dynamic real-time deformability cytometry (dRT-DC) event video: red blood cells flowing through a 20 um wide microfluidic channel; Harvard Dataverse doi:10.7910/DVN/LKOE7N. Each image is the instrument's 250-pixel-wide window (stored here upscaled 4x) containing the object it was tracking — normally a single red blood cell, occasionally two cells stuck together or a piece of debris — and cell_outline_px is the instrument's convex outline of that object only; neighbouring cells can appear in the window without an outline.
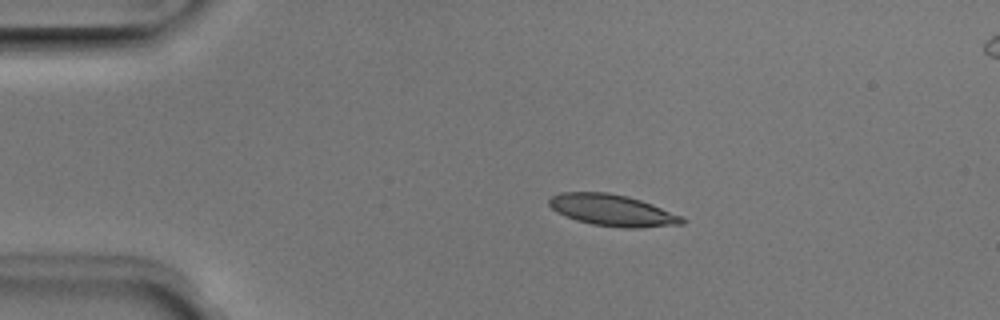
{"species": "Egyptian fruit bat (a non-hibernating species)", "species_latin": "Rousettus aegyptiacus", "temperature_condition": "room temperature", "stored_images_in_passage": 42, "camera_frame_rate_fps": 3000, "um_per_image_px": 0.085, "animal": {"sex": "male"}, "frame": {"image": 1, "passage_image": 1, "time_ms": 0.0, "image_size_px": [1000, 320], "cell_outline_px": [[688, 220], [684, 224], [640, 228], [624, 228], [592, 224], [576, 220], [556, 212], [548, 204], [548, 200], [552, 196], [560, 192], [608, 192], [628, 196], [652, 204], [684, 216]], "centroid_in_image_um": [52.1, 17.88], "position_along_channel_um": 32.9, "area_um2": 24.68}}
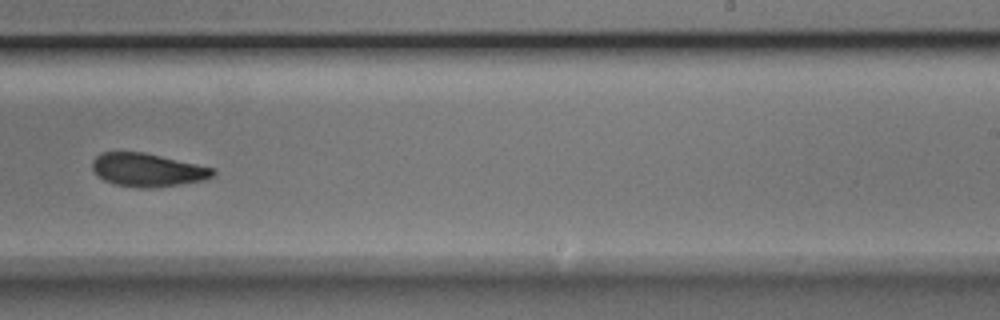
{"frame": {"image": 2, "passage_image": 23, "time_ms": 7.333, "image_size_px": [1000, 320], "cell_outline_px": [[216, 172], [212, 176], [204, 180], [180, 184], [152, 188], [140, 188], [116, 184], [104, 180], [92, 168], [92, 160], [100, 152], [144, 152], [216, 168]], "centroid_in_image_um": [12.56, 14.43], "position_along_channel_um": 276.4, "area_um2": 23.35}}
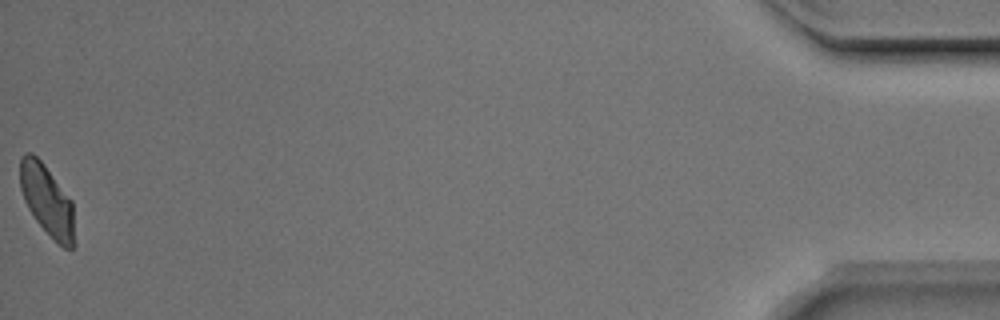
{"frame": {"image": 3, "passage_image": 42, "time_ms": 13.667, "image_size_px": [1000, 320], "cell_outline_px": [[76, 244], [72, 248], [64, 248], [36, 220], [28, 208], [24, 200], [20, 188], [20, 156], [24, 152], [32, 152], [44, 164], [72, 200]], "centroid_in_image_um": [4.01, 17.0], "position_along_channel_um": 431.2, "area_um2": 22.48}, "authors_computed_cell_mechanics": {"area_um2": 23.7558, "velocity_mm_per_s": 3.9761, "shape_relaxation_time_tau1_ms": 3.2221, "shape_relaxation_time_tau2_ms": 5.4504, "deformation_change_tau1": 0.1184, "deformation_change_tau2": 0.1156}}